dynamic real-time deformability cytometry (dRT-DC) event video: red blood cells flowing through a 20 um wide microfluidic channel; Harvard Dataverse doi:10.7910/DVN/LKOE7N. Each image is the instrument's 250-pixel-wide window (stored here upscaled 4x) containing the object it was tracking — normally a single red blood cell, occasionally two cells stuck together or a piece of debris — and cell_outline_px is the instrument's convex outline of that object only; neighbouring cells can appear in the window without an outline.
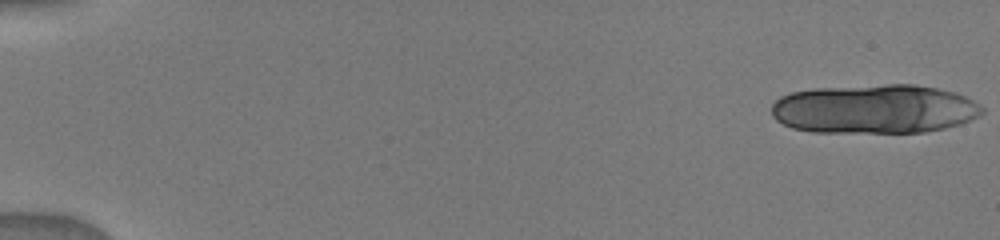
{"species": "human", "species_latin": "Homo sapiens", "temperature_condition": "warm", "stored_images_in_passage": 27, "camera_frame_rate_fps": 3000, "um_per_image_px": 0.085, "donor": {"sex": "male"}, "frame": {"image": 1, "passage_image": 1, "time_ms": 0.0, "image_size_px": [1000, 240], "cell_outline_px": [[984, 112], [980, 116], [960, 124], [944, 128], [924, 132], [812, 132], [792, 128], [776, 120], [772, 116], [772, 104], [780, 96], [792, 92], [816, 88], [888, 84], [916, 84], [956, 92], [980, 104], [984, 108]], "centroid_in_image_um": [74.35, 9.26], "position_along_channel_um": 10.7, "area_um2": 60.57}}
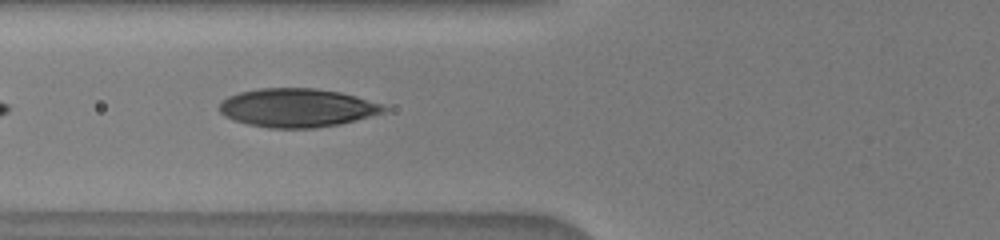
{"frame": {"image": 2, "passage_image": 12, "time_ms": 6.667, "image_size_px": [1000, 240], "cell_outline_px": [[388, 108], [384, 112], [356, 120], [340, 124], [316, 128], [268, 128], [248, 124], [232, 120], [224, 116], [220, 112], [220, 104], [228, 96], [240, 92], [260, 88], [316, 88], [340, 92], [356, 96], [384, 104]], "centroid_in_image_um": [25.27, 9.16], "position_along_channel_um": 100.5, "area_um2": 37.11}}
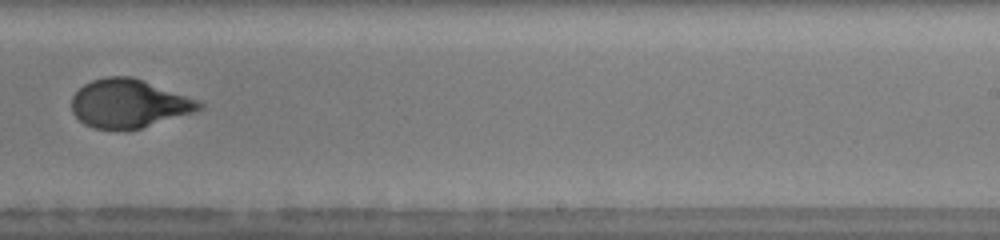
{"frame": {"image": 3, "passage_image": 19, "time_ms": 11.0, "image_size_px": [1000, 240], "cell_outline_px": [[204, 108], [196, 112], [140, 128], [92, 128], [84, 124], [72, 112], [72, 96], [84, 84], [92, 80], [104, 76], [132, 76], [144, 80], [200, 100], [204, 104]], "centroid_in_image_um": [10.99, 8.78], "position_along_channel_um": 278.0, "area_um2": 36.01}}